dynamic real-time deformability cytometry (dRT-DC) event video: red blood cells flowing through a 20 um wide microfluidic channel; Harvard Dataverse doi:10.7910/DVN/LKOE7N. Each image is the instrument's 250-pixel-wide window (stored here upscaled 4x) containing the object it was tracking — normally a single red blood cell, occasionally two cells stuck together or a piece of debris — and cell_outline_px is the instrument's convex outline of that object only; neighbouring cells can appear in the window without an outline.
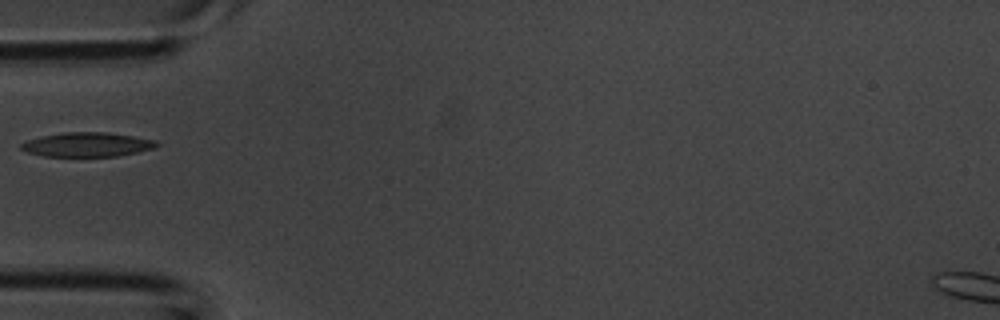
{"species": "common noctule bat (a hibernating species)", "species_latin": "Nyctalus noctula", "temperature_condition": "room temperature", "stored_images_in_passage": 2, "camera_frame_rate_fps": 3000, "um_per_image_px": 0.085, "animal": {"sex": "male", "body_mass_g": 20.1, "forearm_length_mm": 53.5}, "frame": {"image": 1, "passage_image": 2, "time_ms": 0.333, "image_size_px": [1000, 320], "cell_outline_px": [[160, 144], [156, 148], [116, 156], [44, 156], [28, 152], [20, 148], [20, 144], [28, 140], [40, 136], [64, 132], [104, 132], [132, 136], [156, 140]], "centroid_in_image_um": [7.42, 12.28], "position_along_channel_um": 77.6, "area_um2": 19.07}}